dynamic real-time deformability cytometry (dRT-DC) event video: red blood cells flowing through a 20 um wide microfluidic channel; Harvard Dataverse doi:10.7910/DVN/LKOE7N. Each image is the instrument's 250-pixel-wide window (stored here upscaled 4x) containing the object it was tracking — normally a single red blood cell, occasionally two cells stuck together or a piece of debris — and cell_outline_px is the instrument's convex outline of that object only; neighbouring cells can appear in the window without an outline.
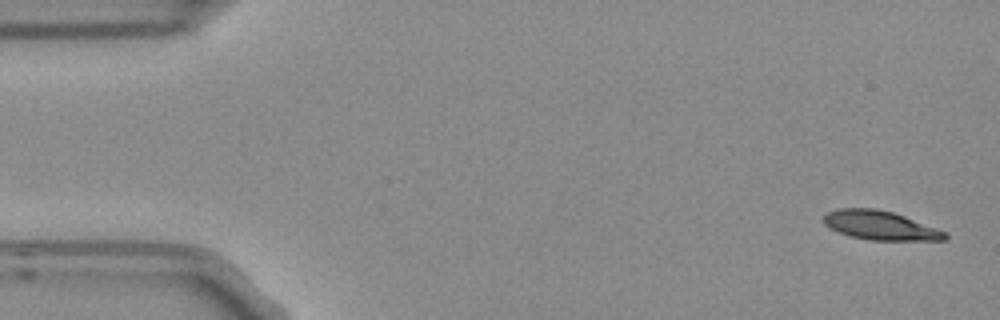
{"species": "Egyptian fruit bat (a non-hibernating species)", "species_latin": "Rousettus aegyptiacus", "temperature_condition": "room temperature", "stored_images_in_passage": 7, "camera_frame_rate_fps": 3000, "um_per_image_px": 0.085, "frame": {"image": 1, "passage_image": 1, "time_ms": 0.0, "image_size_px": [1000, 320], "cell_outline_px": [[948, 236], [944, 240], [872, 240], [848, 236], [824, 224], [820, 220], [828, 212], [836, 208], [876, 208], [892, 212], [904, 216], [948, 232]], "centroid_in_image_um": [74.81, 19.15], "position_along_channel_um": 10.2, "area_um2": 20.52}}
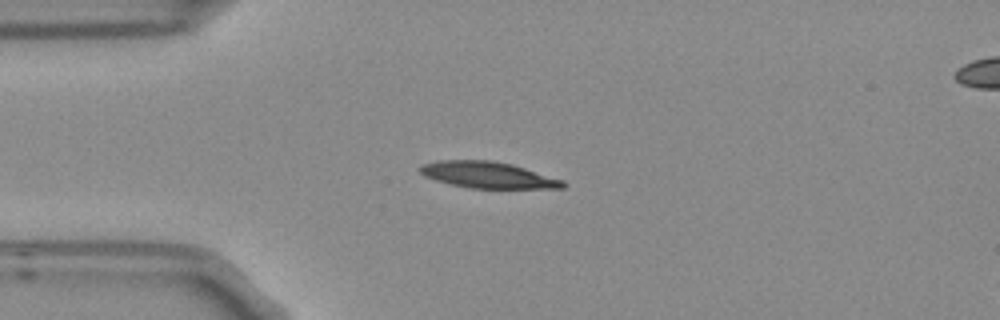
{"frame": {"image": 2, "passage_image": 4, "time_ms": 1.0, "image_size_px": [1000, 320], "cell_outline_px": [[568, 184], [564, 188], [472, 188], [452, 184], [436, 180], [424, 176], [416, 168], [424, 164], [440, 160], [492, 160], [512, 164], [564, 180]], "centroid_in_image_um": [41.49, 14.86], "position_along_channel_um": 43.5, "area_um2": 21.91}}